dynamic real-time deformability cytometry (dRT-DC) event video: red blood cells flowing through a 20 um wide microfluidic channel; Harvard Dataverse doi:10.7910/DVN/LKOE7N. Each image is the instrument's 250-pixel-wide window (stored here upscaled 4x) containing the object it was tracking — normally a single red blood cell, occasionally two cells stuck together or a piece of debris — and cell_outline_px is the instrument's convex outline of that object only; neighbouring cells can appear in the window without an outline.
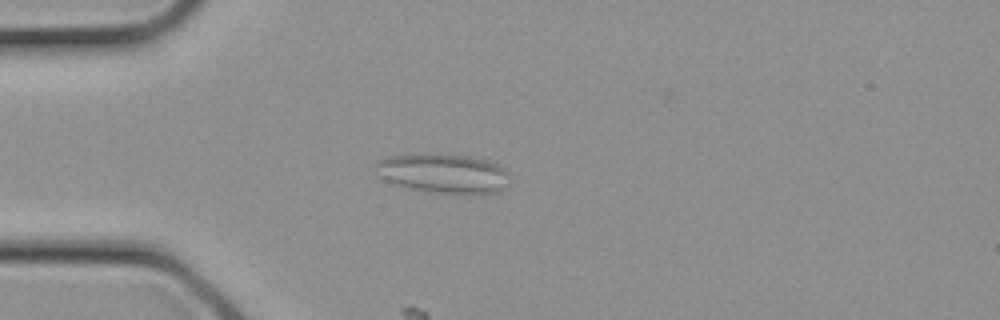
{"species": "common noctule bat (a hibernating species)", "species_latin": "Nyctalus noctula", "temperature_condition": "cold", "stored_images_in_passage": 6, "camera_frame_rate_fps": 3000, "um_per_image_px": 0.085, "animal": {"sex": "female", "body_mass_g": 21.9}, "frame": {"image": 1, "passage_image": 2, "time_ms": 0.333, "image_size_px": [1000, 320], "cell_outline_px": [[512, 184], [496, 192], [468, 196], [456, 196], [412, 188], [392, 184], [376, 176], [372, 164], [376, 160], [388, 156], [420, 152], [432, 152], [468, 156], [488, 160], [504, 168], [508, 172]], "centroid_in_image_um": [37.65, 14.74], "position_along_channel_um": 47.3, "area_um2": 32.54}}